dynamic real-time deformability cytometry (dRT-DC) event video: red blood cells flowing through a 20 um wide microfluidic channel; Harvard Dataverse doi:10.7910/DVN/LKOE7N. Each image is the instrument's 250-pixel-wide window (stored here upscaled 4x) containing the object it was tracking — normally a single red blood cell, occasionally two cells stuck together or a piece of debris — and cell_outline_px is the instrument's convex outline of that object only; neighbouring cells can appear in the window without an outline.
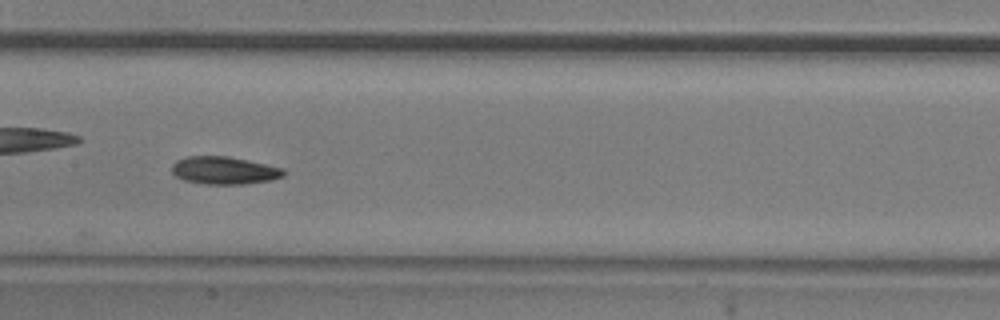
{"species": "common noctule bat (a hibernating species)", "species_latin": "Nyctalus noctula", "temperature_condition": "room temperature", "stored_images_in_passage": 8, "camera_frame_rate_fps": 3000, "um_per_image_px": 0.085, "animal": {"sex": "male", "body_mass_g": 20.5, "forearm_length_mm": 52.5}, "frame": {"image": 1, "passage_image": 6, "time_ms": 1.667, "image_size_px": [1000, 320], "cell_outline_px": [[288, 172], [284, 176], [272, 180], [244, 184], [204, 184], [184, 180], [176, 176], [172, 172], [172, 164], [176, 160], [188, 156], [228, 156], [284, 168]], "centroid_in_image_um": [19.08, 14.49], "position_along_channel_um": 188.3, "area_um2": 18.15}}